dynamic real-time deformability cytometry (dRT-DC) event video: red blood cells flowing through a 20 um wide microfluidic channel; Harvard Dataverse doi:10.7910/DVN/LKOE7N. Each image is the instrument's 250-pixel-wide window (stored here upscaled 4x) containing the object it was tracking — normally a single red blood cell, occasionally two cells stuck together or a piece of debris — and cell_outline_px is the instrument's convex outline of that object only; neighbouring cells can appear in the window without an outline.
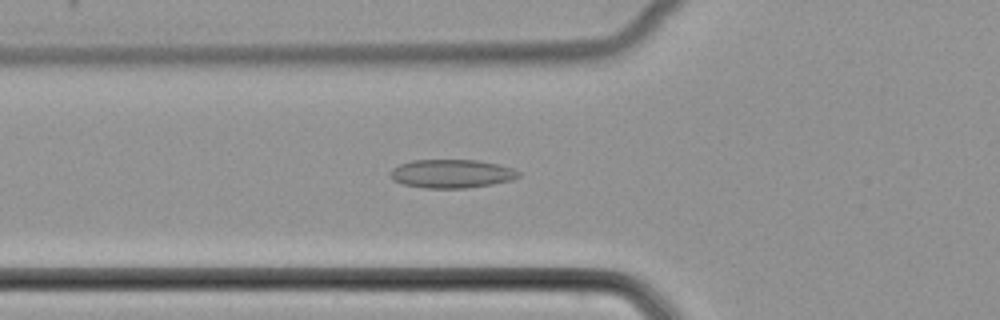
{"species": "common noctule bat (a hibernating species)", "species_latin": "Nyctalus noctula", "temperature_condition": "cold", "stored_images_in_passage": 49, "camera_frame_rate_fps": 3000, "um_per_image_px": 0.085, "animal": {"sex": "female", "body_mass_g": 22.7, "forearm_length_mm": 54.2}, "frame": {"image": 1, "passage_image": 17, "time_ms": 5.333, "image_size_px": [1000, 320], "cell_outline_px": [[520, 176], [512, 180], [492, 184], [468, 188], [424, 188], [404, 184], [392, 180], [392, 168], [400, 164], [412, 160], [476, 160], [500, 164], [512, 168], [520, 172]], "centroid_in_image_um": [38.42, 14.76], "position_along_channel_um": 87.4, "area_um2": 21.33}}
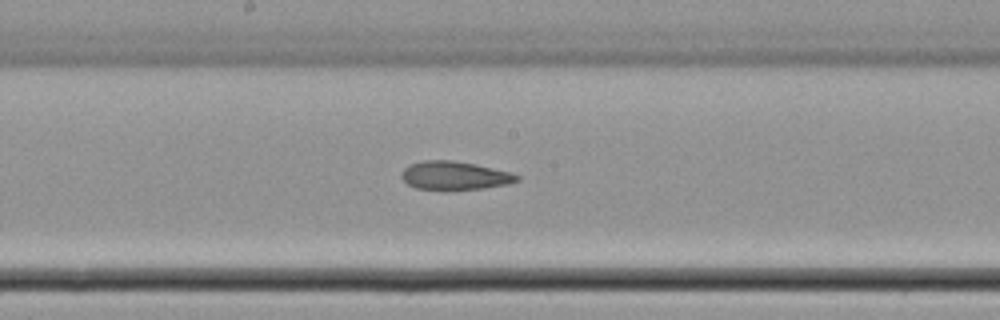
{"frame": {"image": 2, "passage_image": 26, "time_ms": 8.333, "image_size_px": [1000, 320], "cell_outline_px": [[520, 180], [508, 184], [484, 188], [416, 188], [408, 184], [400, 176], [404, 168], [408, 164], [424, 160], [452, 160], [476, 164], [508, 172], [520, 176]], "centroid_in_image_um": [38.63, 14.89], "position_along_channel_um": 209.6, "area_um2": 18.67}}
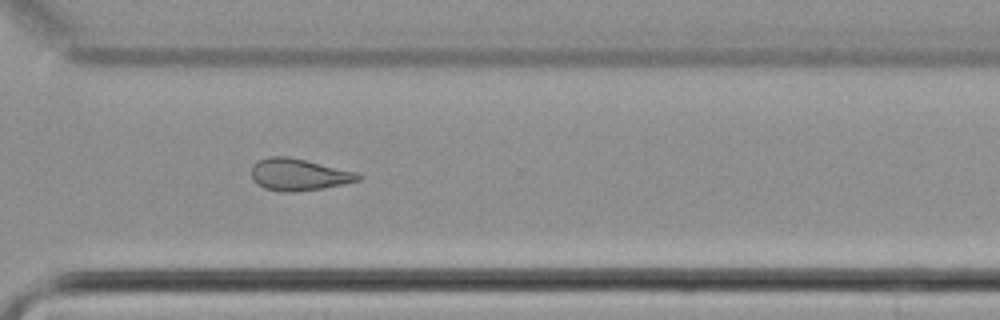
{"frame": {"image": 3, "passage_image": 36, "time_ms": 11.667, "image_size_px": [1000, 320], "cell_outline_px": [[364, 180], [324, 188], [292, 192], [284, 192], [264, 188], [256, 184], [252, 180], [252, 164], [268, 156], [288, 156], [356, 172], [364, 176]], "centroid_in_image_um": [25.41, 14.85], "position_along_channel_um": 345.2, "area_um2": 20.0}}